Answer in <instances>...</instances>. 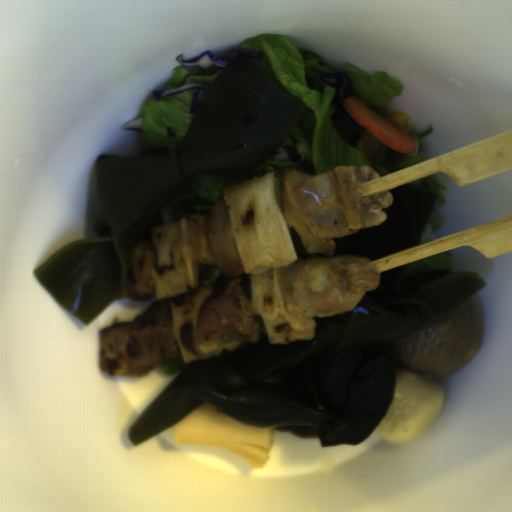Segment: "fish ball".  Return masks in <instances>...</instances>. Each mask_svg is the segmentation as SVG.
Returning <instances> with one entry per match:
<instances>
[{
  "label": "fish ball",
  "instance_id": "fish-ball-1",
  "mask_svg": "<svg viewBox=\"0 0 512 512\" xmlns=\"http://www.w3.org/2000/svg\"><path fill=\"white\" fill-rule=\"evenodd\" d=\"M394 371L393 398L374 430L386 442L410 444L436 423L444 407V393L430 376L405 367Z\"/></svg>",
  "mask_w": 512,
  "mask_h": 512
}]
</instances>
